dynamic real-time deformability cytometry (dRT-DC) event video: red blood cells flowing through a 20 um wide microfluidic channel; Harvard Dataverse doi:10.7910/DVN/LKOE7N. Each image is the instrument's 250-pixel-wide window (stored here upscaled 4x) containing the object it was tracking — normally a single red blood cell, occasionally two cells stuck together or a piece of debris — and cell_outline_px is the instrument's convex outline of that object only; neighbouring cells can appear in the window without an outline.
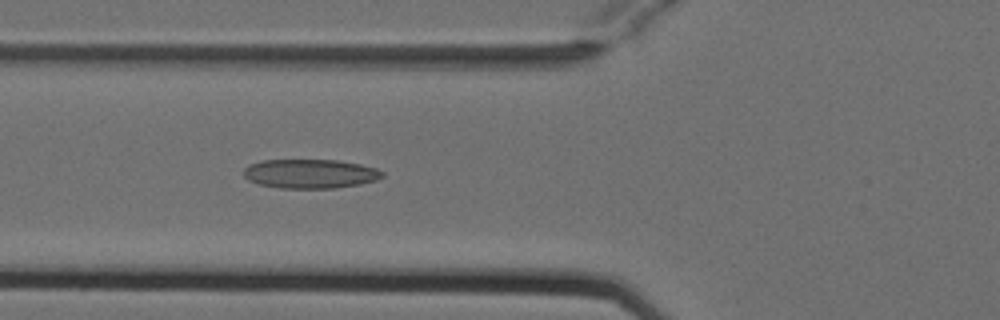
{"species": "Egyptian fruit bat (a non-hibernating species)", "species_latin": "Rousettus aegyptiacus", "temperature_condition": "cold", "stored_images_in_passage": 6, "camera_frame_rate_fps": 3000, "um_per_image_px": 0.085, "animal": {"sex": "female"}, "frame": {"image": 1, "passage_image": 6, "time_ms": 1.667, "image_size_px": [1000, 320], "cell_outline_px": [[384, 176], [376, 180], [360, 184], [336, 188], [280, 188], [256, 184], [248, 180], [244, 176], [244, 168], [248, 164], [260, 160], [336, 160], [360, 164], [376, 168], [384, 172]], "centroid_in_image_um": [26.34, 14.77], "position_along_channel_um": 99.5, "area_um2": 23.76}}